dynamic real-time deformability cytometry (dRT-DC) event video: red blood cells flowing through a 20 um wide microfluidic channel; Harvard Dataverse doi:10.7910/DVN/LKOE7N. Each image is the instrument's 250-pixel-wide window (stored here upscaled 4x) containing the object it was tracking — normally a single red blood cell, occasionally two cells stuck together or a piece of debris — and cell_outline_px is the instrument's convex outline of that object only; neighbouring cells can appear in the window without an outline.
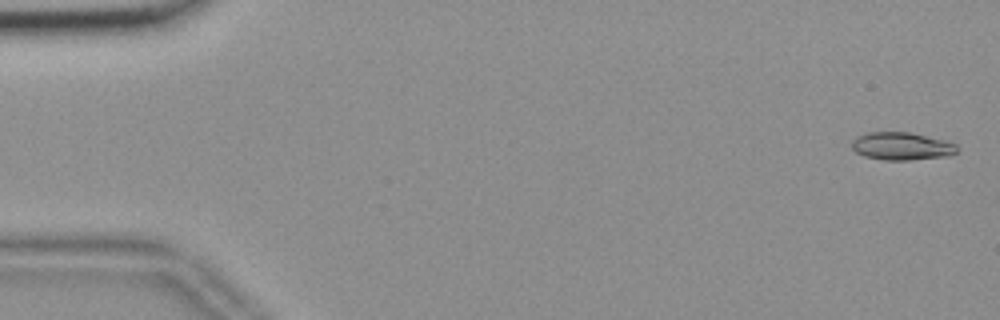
{"species": "common noctule bat (a hibernating species)", "species_latin": "Nyctalus noctula", "temperature_condition": "room temperature", "stored_images_in_passage": 9, "camera_frame_rate_fps": 3000, "um_per_image_px": 0.085, "animal": {"sex": "female", "body_mass_g": 18.4}, "frame": {"image": 1, "passage_image": 2, "time_ms": 0.333, "image_size_px": [1000, 320], "cell_outline_px": [[960, 148], [956, 152], [948, 156], [908, 160], [884, 160], [864, 156], [856, 152], [852, 148], [852, 140], [856, 136], [868, 132], [908, 132], [944, 140], [956, 144]], "centroid_in_image_um": [76.63, 12.42], "position_along_channel_um": 8.4, "area_um2": 17.05}}